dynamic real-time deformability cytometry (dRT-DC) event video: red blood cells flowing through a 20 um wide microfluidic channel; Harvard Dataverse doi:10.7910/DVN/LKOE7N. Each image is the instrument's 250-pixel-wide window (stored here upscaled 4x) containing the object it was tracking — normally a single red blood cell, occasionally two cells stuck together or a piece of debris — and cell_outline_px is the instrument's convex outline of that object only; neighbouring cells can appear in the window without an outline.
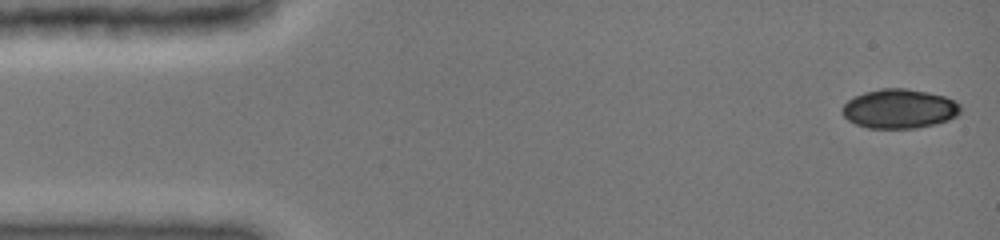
{"species": "common noctule bat (a hibernating species)", "species_latin": "Nyctalus noctula", "temperature_condition": "cold", "stored_images_in_passage": 47, "camera_frame_rate_fps": 3000, "um_per_image_px": 0.085, "animal": {"sex": "female", "body_mass_g": 19.0, "forearm_length_mm": 51.5}, "frame": {"image": 1, "passage_image": 1, "time_ms": 0.0, "image_size_px": [1000, 240], "cell_outline_px": [[960, 112], [956, 116], [948, 120], [936, 124], [916, 128], [868, 128], [856, 124], [848, 120], [840, 112], [840, 108], [852, 96], [864, 92], [880, 88], [904, 88], [928, 92], [944, 96], [956, 100], [960, 104]], "centroid_in_image_um": [76.42, 9.24], "position_along_channel_um": 8.6, "area_um2": 27.4}}
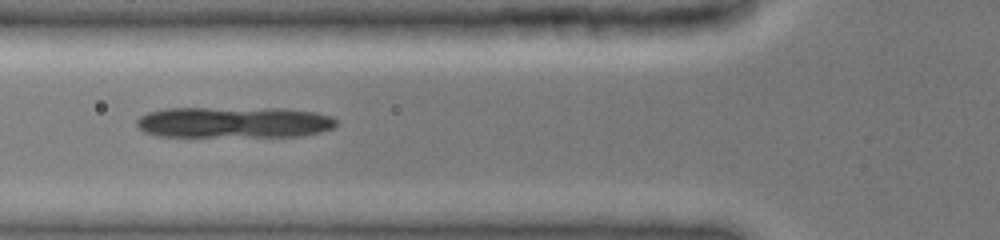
{"frame": {"image": 2, "passage_image": 17, "time_ms": 5.333, "image_size_px": [1000, 240], "cell_outline_px": [[336, 124], [332, 128], [320, 132], [304, 136], [156, 136], [144, 132], [136, 124], [136, 120], [140, 116], [148, 112], [164, 108], [284, 108], [316, 112], [332, 116], [336, 120]], "centroid_in_image_um": [19.88, 10.39], "position_along_channel_um": 105.9, "area_um2": 36.47}}
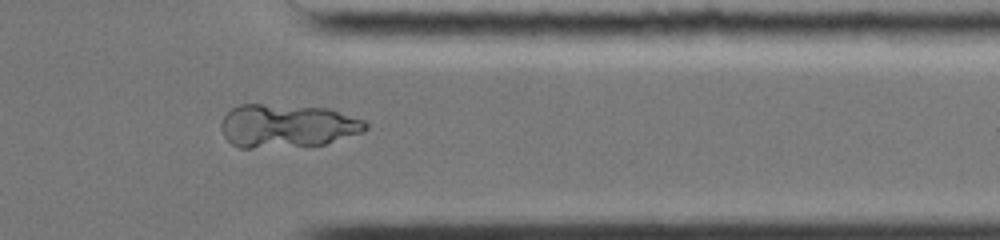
{"frame": {"image": 3, "passage_image": 38, "time_ms": 12.333, "image_size_px": [1000, 240], "cell_outline_px": [[368, 128], [364, 132], [324, 144], [252, 148], [240, 148], [232, 144], [224, 136], [220, 128], [220, 124], [224, 116], [232, 108], [240, 104], [260, 104], [328, 108], [364, 120], [368, 124]], "centroid_in_image_um": [24.4, 10.7], "position_along_channel_um": 387.0, "area_um2": 36.41}}